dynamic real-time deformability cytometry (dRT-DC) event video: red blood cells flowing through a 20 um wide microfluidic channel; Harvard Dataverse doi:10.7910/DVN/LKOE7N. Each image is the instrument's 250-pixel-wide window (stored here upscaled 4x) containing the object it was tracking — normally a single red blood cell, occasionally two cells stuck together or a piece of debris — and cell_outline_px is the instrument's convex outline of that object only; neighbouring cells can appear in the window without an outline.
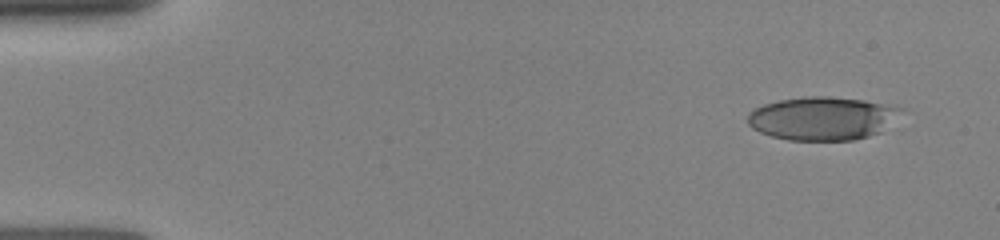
{"species": "human", "species_latin": "Homo sapiens", "temperature_condition": "room temperature", "stored_images_in_passage": 14, "camera_frame_rate_fps": 3000, "um_per_image_px": 0.085, "donor": {"sex": "female"}, "frame": {"image": 1, "passage_image": 1, "time_ms": 0.0, "image_size_px": [1000, 240], "cell_outline_px": [[908, 108], [880, 132], [868, 136], [852, 140], [788, 140], [772, 136], [760, 132], [752, 128], [748, 124], [748, 112], [764, 104], [780, 100], [804, 96], [828, 96], [864, 100]], "centroid_in_image_um": [69.93, 10.05], "position_along_channel_um": 15.1, "area_um2": 38.84}}
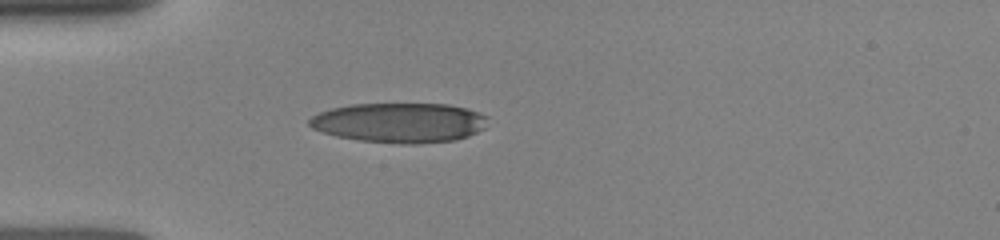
{"frame": {"image": 2, "passage_image": 10, "time_ms": 3.333, "image_size_px": [1000, 240], "cell_outline_px": [[488, 116], [484, 128], [468, 136], [456, 140], [416, 144], [404, 144], [360, 140], [336, 136], [312, 128], [308, 124], [308, 120], [312, 116], [320, 112], [332, 108], [352, 104], [448, 104], [468, 108]], "centroid_in_image_um": [33.98, 10.42], "position_along_channel_um": 51.0, "area_um2": 41.38}}
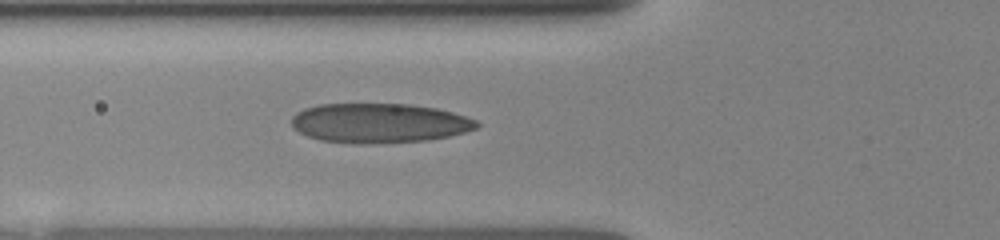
{"frame": {"image": 3, "passage_image": 14, "time_ms": 4.667, "image_size_px": [1000, 240], "cell_outline_px": [[480, 124], [476, 128], [464, 132], [448, 136], [424, 140], [360, 144], [356, 144], [320, 140], [308, 136], [292, 128], [292, 116], [296, 112], [304, 108], [320, 104], [408, 104], [436, 108], [452, 112], [476, 120]], "centroid_in_image_um": [32.19, 10.45], "position_along_channel_um": 93.6, "area_um2": 42.48}}